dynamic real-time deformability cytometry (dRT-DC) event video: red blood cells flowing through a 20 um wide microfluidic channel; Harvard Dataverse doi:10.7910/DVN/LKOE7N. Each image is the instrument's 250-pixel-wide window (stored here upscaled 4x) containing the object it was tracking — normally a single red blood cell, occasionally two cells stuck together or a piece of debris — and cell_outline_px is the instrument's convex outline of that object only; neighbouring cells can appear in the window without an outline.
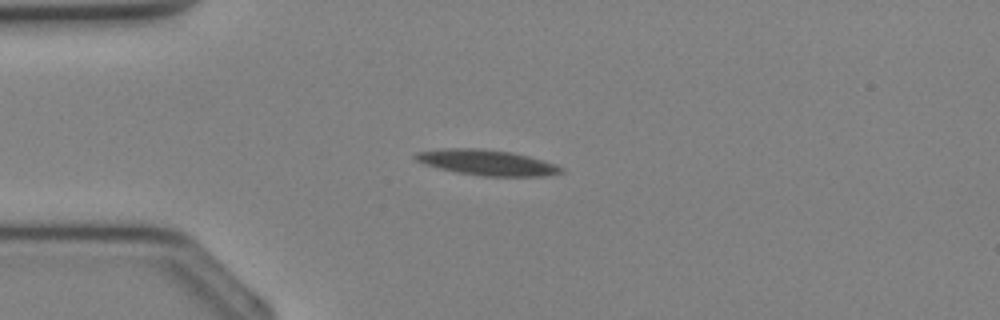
{"species": "Egyptian fruit bat (a non-hibernating species)", "species_latin": "Rousettus aegyptiacus", "temperature_condition": "cold", "stored_images_in_passage": 35, "camera_frame_rate_fps": 3000, "um_per_image_px": 0.085, "animal": {"sex": "female"}, "frame": {"image": 1, "passage_image": 8, "time_ms": 2.333, "image_size_px": [1000, 320], "cell_outline_px": [[564, 172], [540, 176], [484, 176], [456, 172], [424, 164], [416, 160], [412, 156], [416, 152], [444, 148], [480, 148], [512, 152], [544, 160], [556, 164], [564, 168]], "centroid_in_image_um": [41.38, 13.8], "position_along_channel_um": 43.6, "area_um2": 21.68}}
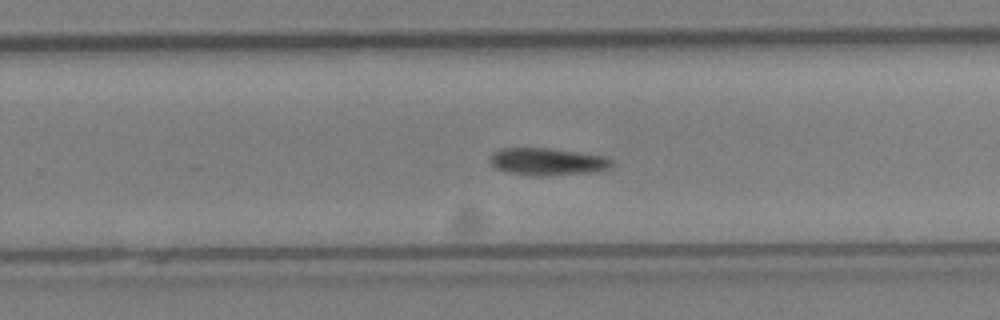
{"frame": {"image": 2, "passage_image": 22, "time_ms": 7.0, "image_size_px": [1000, 320], "cell_outline_px": [[612, 168], [600, 172], [544, 176], [536, 176], [508, 172], [496, 168], [488, 160], [488, 156], [492, 152], [500, 148], [552, 148], [608, 156], [612, 160]], "centroid_in_image_um": [46.58, 13.74], "position_along_channel_um": 283.2, "area_um2": 19.94}}
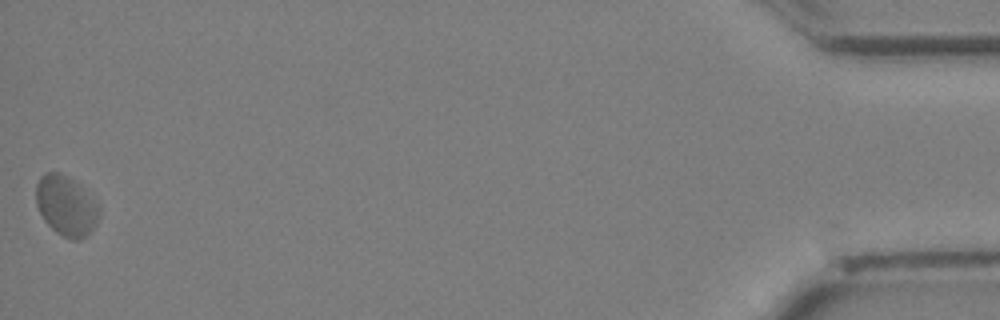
{"frame": {"image": 3, "passage_image": 35, "time_ms": 11.333, "image_size_px": [1000, 320], "cell_outline_px": [[100, 216], [92, 232], [88, 236], [80, 240], [72, 240], [56, 232], [44, 220], [36, 204], [36, 184], [40, 176], [44, 172], [60, 172], [68, 176], [80, 184], [100, 208]], "centroid_in_image_um": [5.63, 17.49], "position_along_channel_um": 429.6, "area_um2": 22.37}}